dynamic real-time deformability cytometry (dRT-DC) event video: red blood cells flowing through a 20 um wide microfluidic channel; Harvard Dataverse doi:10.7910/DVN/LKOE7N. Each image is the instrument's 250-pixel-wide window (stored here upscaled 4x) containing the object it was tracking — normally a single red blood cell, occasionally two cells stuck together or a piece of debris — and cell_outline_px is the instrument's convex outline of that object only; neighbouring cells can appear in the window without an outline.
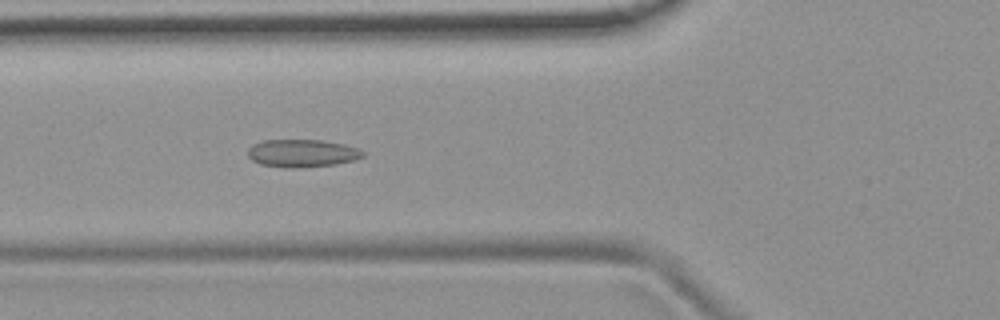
{"species": "common noctule bat (a hibernating species)", "species_latin": "Nyctalus noctula", "temperature_condition": "room temperature", "stored_images_in_passage": 53, "camera_frame_rate_fps": 3000, "um_per_image_px": 0.085, "animal": {"sex": "female", "body_mass_g": 19.9}, "frame": {"image": 1, "passage_image": 19, "time_ms": 6.0, "image_size_px": [1000, 320], "cell_outline_px": [[364, 156], [356, 160], [336, 164], [304, 168], [292, 168], [260, 164], [252, 160], [248, 156], [248, 148], [252, 144], [264, 140], [320, 140], [344, 144], [360, 148], [364, 152]], "centroid_in_image_um": [25.71, 13.03], "position_along_channel_um": 100.1, "area_um2": 18.79}}
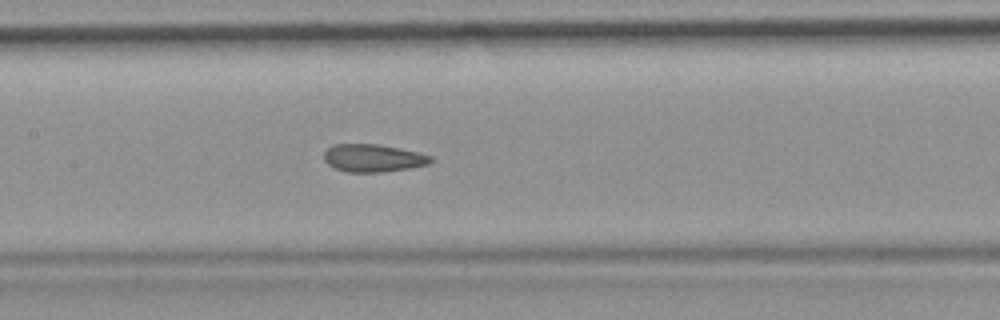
{"frame": {"image": 2, "passage_image": 25, "time_ms": 8.0, "image_size_px": [1000, 320], "cell_outline_px": [[436, 160], [428, 164], [412, 168], [380, 172], [348, 172], [336, 168], [328, 164], [324, 160], [324, 152], [332, 144], [380, 144], [420, 152], [432, 156]], "centroid_in_image_um": [31.77, 13.43], "position_along_channel_um": 175.6, "area_um2": 17.46}}
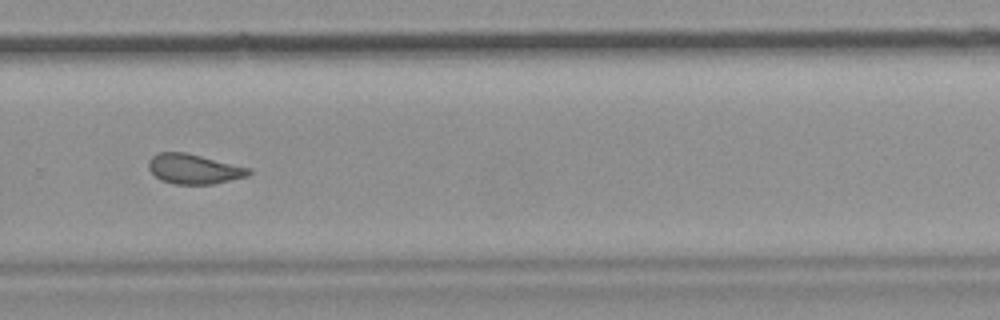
{"frame": {"image": 3, "passage_image": 36, "time_ms": 11.667, "image_size_px": [1000, 320], "cell_outline_px": [[252, 172], [248, 176], [212, 184], [176, 184], [160, 180], [148, 168], [148, 160], [152, 156], [160, 152], [184, 152], [252, 168]], "centroid_in_image_um": [16.49, 14.36], "position_along_channel_um": 313.3, "area_um2": 17.4}, "authors_computed_cell_mechanics": {"area_um2": 17.9758, "velocity_mm_per_s": 3.7657, "shape_relaxation_time_tau1_ms": null, "shape_relaxation_time_tau2_ms": 1.6282, "deformation_change_tau1": null, "deformation_change_tau2": 0.0827}}